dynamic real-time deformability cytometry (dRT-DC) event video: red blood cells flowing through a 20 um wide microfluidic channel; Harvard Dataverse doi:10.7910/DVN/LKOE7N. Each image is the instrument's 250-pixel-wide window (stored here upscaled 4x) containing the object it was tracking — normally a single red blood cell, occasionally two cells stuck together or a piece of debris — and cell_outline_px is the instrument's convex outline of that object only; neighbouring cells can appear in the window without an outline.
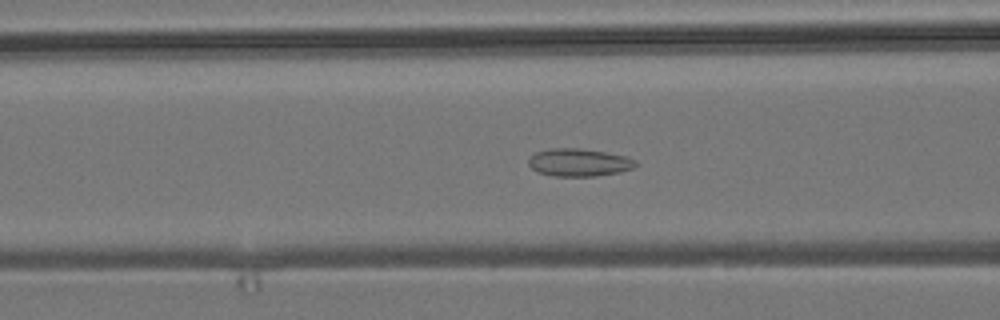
{"species": "common noctule bat (a hibernating species)", "species_latin": "Nyctalus noctula", "temperature_condition": "room temperature", "stored_images_in_passage": 53, "camera_frame_rate_fps": 3000, "um_per_image_px": 0.085, "animal": {"sex": "male", "body_mass_g": 19.2, "forearm_length_mm": 51.8}, "frame": {"image": 1, "passage_image": 20, "time_ms": 6.333, "image_size_px": [1000, 320], "cell_outline_px": [[640, 164], [632, 168], [620, 172], [596, 176], [552, 176], [540, 172], [532, 168], [528, 164], [528, 160], [536, 152], [552, 148], [576, 148], [604, 152], [624, 156], [636, 160]], "centroid_in_image_um": [49.23, 13.81], "position_along_channel_um": 117.4, "area_um2": 17.17}}
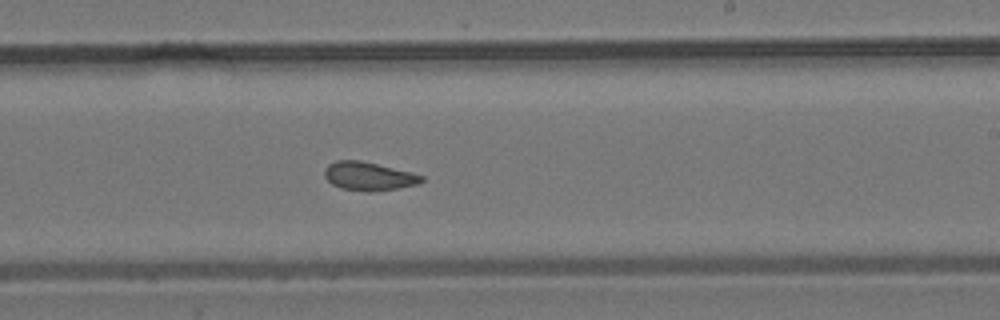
{"frame": {"image": 2, "passage_image": 31, "time_ms": 10.0, "image_size_px": [1000, 320], "cell_outline_px": [[424, 180], [416, 184], [396, 188], [372, 192], [368, 192], [340, 188], [332, 184], [324, 176], [324, 168], [328, 164], [336, 160], [360, 160], [424, 176]], "centroid_in_image_um": [31.27, 14.98], "position_along_channel_um": 257.7, "area_um2": 15.9}}
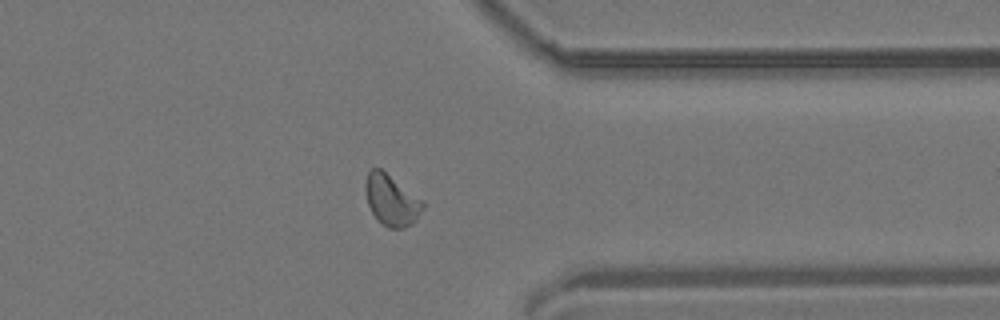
{"frame": {"image": 3, "passage_image": 41, "time_ms": 13.333, "image_size_px": [1000, 320], "cell_outline_px": [[424, 208], [412, 224], [404, 228], [388, 228], [376, 220], [368, 204], [364, 188], [364, 184], [368, 172], [372, 168], [380, 168], [424, 200]], "centroid_in_image_um": [33.27, 17.02], "position_along_channel_um": 378.1, "area_um2": 17.22}}